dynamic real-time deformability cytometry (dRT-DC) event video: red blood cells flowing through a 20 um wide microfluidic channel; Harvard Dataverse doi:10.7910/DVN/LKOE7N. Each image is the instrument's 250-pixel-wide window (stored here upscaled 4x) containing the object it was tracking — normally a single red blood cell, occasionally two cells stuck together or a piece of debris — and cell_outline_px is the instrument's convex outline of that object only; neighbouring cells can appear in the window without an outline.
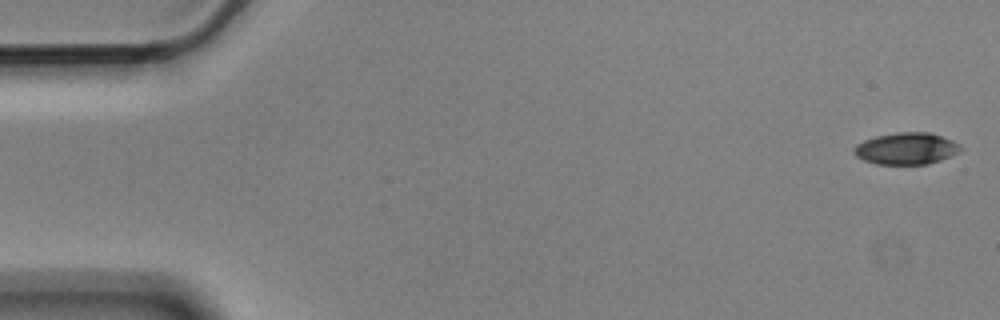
{"species": "Egyptian fruit bat (a non-hibernating species)", "species_latin": "Rousettus aegyptiacus", "temperature_condition": "cold", "stored_images_in_passage": 10, "camera_frame_rate_fps": 3000, "um_per_image_px": 0.085, "animal": {"sex": "male"}, "frame": {"image": 1, "passage_image": 1, "time_ms": 0.0, "image_size_px": [1000, 320], "cell_outline_px": [[964, 148], [940, 160], [928, 164], [876, 164], [864, 160], [856, 156], [856, 144], [864, 140], [876, 136], [896, 132], [928, 132], [952, 140]], "centroid_in_image_um": [77.03, 12.62], "position_along_channel_um": 8.0, "area_um2": 19.42}}
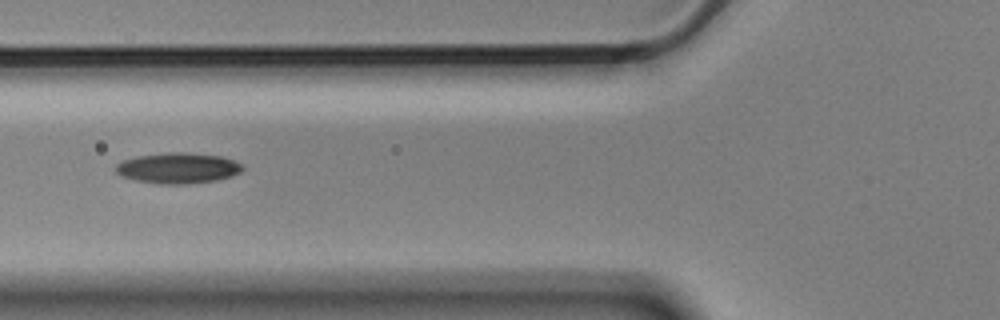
{"frame": {"image": 2, "passage_image": 6, "time_ms": 1.667, "image_size_px": [1000, 320], "cell_outline_px": [[244, 168], [240, 172], [232, 176], [216, 180], [184, 184], [160, 184], [136, 180], [120, 176], [116, 172], [116, 164], [124, 160], [136, 156], [168, 152], [188, 152], [220, 156], [244, 164]], "centroid_in_image_um": [15.13, 14.28], "position_along_channel_um": 110.7, "area_um2": 22.72}}
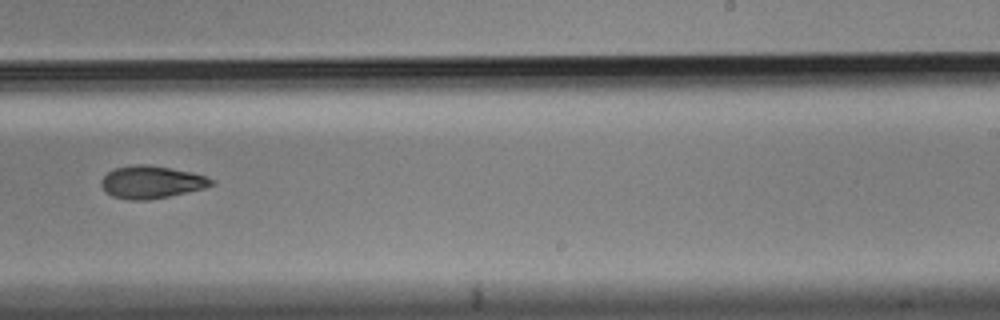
{"frame": {"image": 3, "passage_image": 10, "time_ms": 3.0, "image_size_px": [1000, 320], "cell_outline_px": [[216, 184], [204, 188], [168, 196], [148, 200], [128, 200], [112, 196], [100, 184], [100, 180], [108, 172], [116, 168], [136, 164], [144, 164], [192, 172], [216, 180]], "centroid_in_image_um": [12.88, 15.48], "position_along_channel_um": 276.1, "area_um2": 20.69}}